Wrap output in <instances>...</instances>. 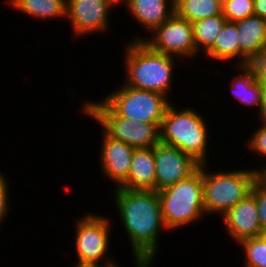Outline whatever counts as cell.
<instances>
[{"label":"cell","mask_w":266,"mask_h":267,"mask_svg":"<svg viewBox=\"0 0 266 267\" xmlns=\"http://www.w3.org/2000/svg\"><path fill=\"white\" fill-rule=\"evenodd\" d=\"M114 202L123 228L131 241L137 267H151L158 255V235L166 229L157 191L141 189L114 190Z\"/></svg>","instance_id":"cell-1"},{"label":"cell","mask_w":266,"mask_h":267,"mask_svg":"<svg viewBox=\"0 0 266 267\" xmlns=\"http://www.w3.org/2000/svg\"><path fill=\"white\" fill-rule=\"evenodd\" d=\"M124 57L127 86L167 96L173 80L174 56L158 53L143 41H131Z\"/></svg>","instance_id":"cell-2"},{"label":"cell","mask_w":266,"mask_h":267,"mask_svg":"<svg viewBox=\"0 0 266 267\" xmlns=\"http://www.w3.org/2000/svg\"><path fill=\"white\" fill-rule=\"evenodd\" d=\"M166 230L190 225L204 215L203 164L190 177L157 191Z\"/></svg>","instance_id":"cell-3"},{"label":"cell","mask_w":266,"mask_h":267,"mask_svg":"<svg viewBox=\"0 0 266 267\" xmlns=\"http://www.w3.org/2000/svg\"><path fill=\"white\" fill-rule=\"evenodd\" d=\"M206 121L192 108L177 110L172 103L167 107L160 125V143L176 147L206 164L208 131Z\"/></svg>","instance_id":"cell-4"},{"label":"cell","mask_w":266,"mask_h":267,"mask_svg":"<svg viewBox=\"0 0 266 267\" xmlns=\"http://www.w3.org/2000/svg\"><path fill=\"white\" fill-rule=\"evenodd\" d=\"M203 164V198L205 213L225 215L245 199L261 176L259 169L208 173Z\"/></svg>","instance_id":"cell-5"},{"label":"cell","mask_w":266,"mask_h":267,"mask_svg":"<svg viewBox=\"0 0 266 267\" xmlns=\"http://www.w3.org/2000/svg\"><path fill=\"white\" fill-rule=\"evenodd\" d=\"M83 111L102 125L109 137L123 141L131 147L152 148L160 143V125L142 123L118 116L103 100L86 101Z\"/></svg>","instance_id":"cell-6"},{"label":"cell","mask_w":266,"mask_h":267,"mask_svg":"<svg viewBox=\"0 0 266 267\" xmlns=\"http://www.w3.org/2000/svg\"><path fill=\"white\" fill-rule=\"evenodd\" d=\"M103 101L120 117L142 123L161 125L167 107L168 96L146 90H139L123 84L112 91Z\"/></svg>","instance_id":"cell-7"},{"label":"cell","mask_w":266,"mask_h":267,"mask_svg":"<svg viewBox=\"0 0 266 267\" xmlns=\"http://www.w3.org/2000/svg\"><path fill=\"white\" fill-rule=\"evenodd\" d=\"M109 222L108 218L92 213L78 219L75 228L77 265H99V262L104 265L116 264L113 260L107 259L106 254L109 249V237L112 236Z\"/></svg>","instance_id":"cell-8"},{"label":"cell","mask_w":266,"mask_h":267,"mask_svg":"<svg viewBox=\"0 0 266 267\" xmlns=\"http://www.w3.org/2000/svg\"><path fill=\"white\" fill-rule=\"evenodd\" d=\"M150 39L143 41L152 50L174 57H192L196 54L192 23L174 13L167 21L152 32Z\"/></svg>","instance_id":"cell-9"},{"label":"cell","mask_w":266,"mask_h":267,"mask_svg":"<svg viewBox=\"0 0 266 267\" xmlns=\"http://www.w3.org/2000/svg\"><path fill=\"white\" fill-rule=\"evenodd\" d=\"M155 191H159L195 173L201 164L176 147L158 143L154 147Z\"/></svg>","instance_id":"cell-10"},{"label":"cell","mask_w":266,"mask_h":267,"mask_svg":"<svg viewBox=\"0 0 266 267\" xmlns=\"http://www.w3.org/2000/svg\"><path fill=\"white\" fill-rule=\"evenodd\" d=\"M110 0H66V18L75 36L108 31Z\"/></svg>","instance_id":"cell-11"},{"label":"cell","mask_w":266,"mask_h":267,"mask_svg":"<svg viewBox=\"0 0 266 267\" xmlns=\"http://www.w3.org/2000/svg\"><path fill=\"white\" fill-rule=\"evenodd\" d=\"M221 218L229 236L237 243L244 239L265 235L258 217L256 198L251 193Z\"/></svg>","instance_id":"cell-12"},{"label":"cell","mask_w":266,"mask_h":267,"mask_svg":"<svg viewBox=\"0 0 266 267\" xmlns=\"http://www.w3.org/2000/svg\"><path fill=\"white\" fill-rule=\"evenodd\" d=\"M102 137L99 157L102 171L108 179L117 184L118 188L127 180L135 148L109 137L105 132Z\"/></svg>","instance_id":"cell-13"},{"label":"cell","mask_w":266,"mask_h":267,"mask_svg":"<svg viewBox=\"0 0 266 267\" xmlns=\"http://www.w3.org/2000/svg\"><path fill=\"white\" fill-rule=\"evenodd\" d=\"M239 32L240 61L239 66L249 63L266 48V20L251 15L236 22Z\"/></svg>","instance_id":"cell-14"},{"label":"cell","mask_w":266,"mask_h":267,"mask_svg":"<svg viewBox=\"0 0 266 267\" xmlns=\"http://www.w3.org/2000/svg\"><path fill=\"white\" fill-rule=\"evenodd\" d=\"M125 6L150 33L175 13V0H128Z\"/></svg>","instance_id":"cell-15"},{"label":"cell","mask_w":266,"mask_h":267,"mask_svg":"<svg viewBox=\"0 0 266 267\" xmlns=\"http://www.w3.org/2000/svg\"><path fill=\"white\" fill-rule=\"evenodd\" d=\"M123 189L155 190L154 147L134 149Z\"/></svg>","instance_id":"cell-16"},{"label":"cell","mask_w":266,"mask_h":267,"mask_svg":"<svg viewBox=\"0 0 266 267\" xmlns=\"http://www.w3.org/2000/svg\"><path fill=\"white\" fill-rule=\"evenodd\" d=\"M243 73L231 79L230 91L233 96L246 106H260L262 86L256 80L255 73L249 65L238 66Z\"/></svg>","instance_id":"cell-17"},{"label":"cell","mask_w":266,"mask_h":267,"mask_svg":"<svg viewBox=\"0 0 266 267\" xmlns=\"http://www.w3.org/2000/svg\"><path fill=\"white\" fill-rule=\"evenodd\" d=\"M239 32L236 22L226 21L214 44L205 52L215 60H240Z\"/></svg>","instance_id":"cell-18"},{"label":"cell","mask_w":266,"mask_h":267,"mask_svg":"<svg viewBox=\"0 0 266 267\" xmlns=\"http://www.w3.org/2000/svg\"><path fill=\"white\" fill-rule=\"evenodd\" d=\"M9 4L16 10L42 20L66 17V0H9Z\"/></svg>","instance_id":"cell-19"},{"label":"cell","mask_w":266,"mask_h":267,"mask_svg":"<svg viewBox=\"0 0 266 267\" xmlns=\"http://www.w3.org/2000/svg\"><path fill=\"white\" fill-rule=\"evenodd\" d=\"M175 13L190 23L223 15L222 5L214 0H175Z\"/></svg>","instance_id":"cell-20"},{"label":"cell","mask_w":266,"mask_h":267,"mask_svg":"<svg viewBox=\"0 0 266 267\" xmlns=\"http://www.w3.org/2000/svg\"><path fill=\"white\" fill-rule=\"evenodd\" d=\"M226 21L223 15H217L192 23L196 53L200 48L206 52L214 44Z\"/></svg>","instance_id":"cell-21"},{"label":"cell","mask_w":266,"mask_h":267,"mask_svg":"<svg viewBox=\"0 0 266 267\" xmlns=\"http://www.w3.org/2000/svg\"><path fill=\"white\" fill-rule=\"evenodd\" d=\"M244 248L246 267H266V234L239 242Z\"/></svg>","instance_id":"cell-22"},{"label":"cell","mask_w":266,"mask_h":267,"mask_svg":"<svg viewBox=\"0 0 266 267\" xmlns=\"http://www.w3.org/2000/svg\"><path fill=\"white\" fill-rule=\"evenodd\" d=\"M227 21L237 22L254 15V0H227L222 6Z\"/></svg>","instance_id":"cell-23"},{"label":"cell","mask_w":266,"mask_h":267,"mask_svg":"<svg viewBox=\"0 0 266 267\" xmlns=\"http://www.w3.org/2000/svg\"><path fill=\"white\" fill-rule=\"evenodd\" d=\"M251 194L256 198L259 221L266 234V181L261 176L253 185Z\"/></svg>","instance_id":"cell-24"},{"label":"cell","mask_w":266,"mask_h":267,"mask_svg":"<svg viewBox=\"0 0 266 267\" xmlns=\"http://www.w3.org/2000/svg\"><path fill=\"white\" fill-rule=\"evenodd\" d=\"M248 146L257 154L266 156V122H263L259 129L255 130L251 138L248 139Z\"/></svg>","instance_id":"cell-25"},{"label":"cell","mask_w":266,"mask_h":267,"mask_svg":"<svg viewBox=\"0 0 266 267\" xmlns=\"http://www.w3.org/2000/svg\"><path fill=\"white\" fill-rule=\"evenodd\" d=\"M249 66L253 69L256 80L260 84H266V48H264L250 63Z\"/></svg>","instance_id":"cell-26"},{"label":"cell","mask_w":266,"mask_h":267,"mask_svg":"<svg viewBox=\"0 0 266 267\" xmlns=\"http://www.w3.org/2000/svg\"><path fill=\"white\" fill-rule=\"evenodd\" d=\"M8 182L3 176L2 173H0V223L3 221L4 217L7 215L9 209V200H8Z\"/></svg>","instance_id":"cell-27"},{"label":"cell","mask_w":266,"mask_h":267,"mask_svg":"<svg viewBox=\"0 0 266 267\" xmlns=\"http://www.w3.org/2000/svg\"><path fill=\"white\" fill-rule=\"evenodd\" d=\"M262 91H261V104L259 106L260 118L262 119V123L266 122V84H261Z\"/></svg>","instance_id":"cell-28"},{"label":"cell","mask_w":266,"mask_h":267,"mask_svg":"<svg viewBox=\"0 0 266 267\" xmlns=\"http://www.w3.org/2000/svg\"><path fill=\"white\" fill-rule=\"evenodd\" d=\"M254 14L266 20V0H254Z\"/></svg>","instance_id":"cell-29"},{"label":"cell","mask_w":266,"mask_h":267,"mask_svg":"<svg viewBox=\"0 0 266 267\" xmlns=\"http://www.w3.org/2000/svg\"><path fill=\"white\" fill-rule=\"evenodd\" d=\"M118 265L116 264H108V265H102V264H99V265H76V267H117Z\"/></svg>","instance_id":"cell-30"},{"label":"cell","mask_w":266,"mask_h":267,"mask_svg":"<svg viewBox=\"0 0 266 267\" xmlns=\"http://www.w3.org/2000/svg\"><path fill=\"white\" fill-rule=\"evenodd\" d=\"M259 170L261 171V177L266 181V166Z\"/></svg>","instance_id":"cell-31"},{"label":"cell","mask_w":266,"mask_h":267,"mask_svg":"<svg viewBox=\"0 0 266 267\" xmlns=\"http://www.w3.org/2000/svg\"><path fill=\"white\" fill-rule=\"evenodd\" d=\"M114 5H117L118 3H120V2H123V4L125 3H127V1L128 0H110Z\"/></svg>","instance_id":"cell-32"},{"label":"cell","mask_w":266,"mask_h":267,"mask_svg":"<svg viewBox=\"0 0 266 267\" xmlns=\"http://www.w3.org/2000/svg\"><path fill=\"white\" fill-rule=\"evenodd\" d=\"M214 1L218 2L219 4L223 6L227 0H214Z\"/></svg>","instance_id":"cell-33"}]
</instances>
